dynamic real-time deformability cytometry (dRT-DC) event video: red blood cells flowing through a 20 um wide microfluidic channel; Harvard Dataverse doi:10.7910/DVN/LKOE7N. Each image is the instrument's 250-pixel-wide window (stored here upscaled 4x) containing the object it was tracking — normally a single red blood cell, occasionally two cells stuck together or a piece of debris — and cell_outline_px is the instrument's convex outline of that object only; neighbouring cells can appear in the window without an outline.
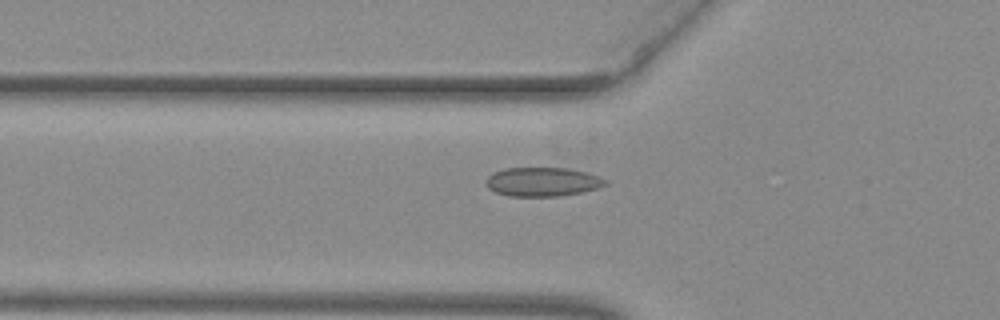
{"species": "common noctule bat (a hibernating species)", "species_latin": "Nyctalus noctula", "temperature_condition": "warm", "stored_images_in_passage": 43, "camera_frame_rate_fps": 3000, "um_per_image_px": 0.085, "animal": {"sex": "female", "body_mass_g": 29.2, "forearm_length_mm": 56.3}, "frame": {"image": 1, "passage_image": 10, "time_ms": 3.0, "image_size_px": [1000, 320], "cell_outline_px": [[608, 184], [596, 188], [580, 192], [560, 196], [508, 196], [496, 192], [488, 188], [484, 184], [484, 180], [492, 172], [504, 168], [568, 168], [588, 172], [600, 176], [608, 180]], "centroid_in_image_um": [46.09, 15.44], "position_along_channel_um": 79.7, "area_um2": 20.4}}
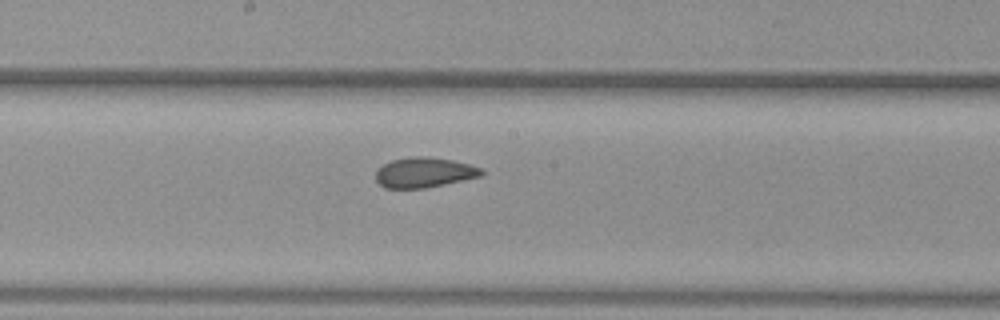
{"frame": {"image": 2, "passage_image": 20, "time_ms": 6.333, "image_size_px": [1000, 320], "cell_outline_px": [[484, 176], [424, 188], [384, 188], [376, 180], [376, 172], [384, 164], [392, 160], [412, 156], [424, 156], [452, 160], [468, 164], [480, 168], [484, 172]], "centroid_in_image_um": [36.07, 14.66], "position_along_channel_um": 212.1, "area_um2": 18.44}}
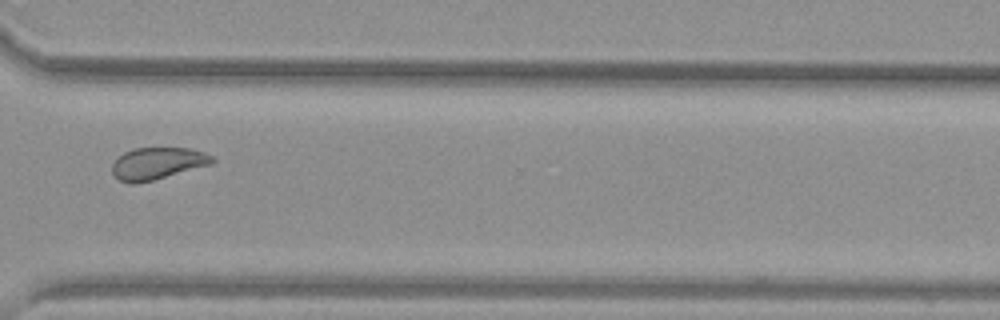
{"frame": {"image": 3, "passage_image": 31, "time_ms": 10.0, "image_size_px": [1000, 320], "cell_outline_px": [[216, 160], [212, 164], [152, 180], [132, 184], [128, 184], [120, 180], [112, 172], [112, 164], [124, 152], [132, 148], [188, 148], [204, 152], [212, 156]], "centroid_in_image_um": [13.39, 13.88], "position_along_channel_um": 357.2, "area_um2": 18.5}, "authors_computed_cell_mechanics": {"area_um2": 19.5942, "velocity_mm_per_s": 3.9594, "shape_relaxation_time_tau1_ms": 7.2176, "shape_relaxation_time_tau2_ms": 1.0224, "deformation_change_tau1": 0.1223, "deformation_change_tau2": 0.0451}}